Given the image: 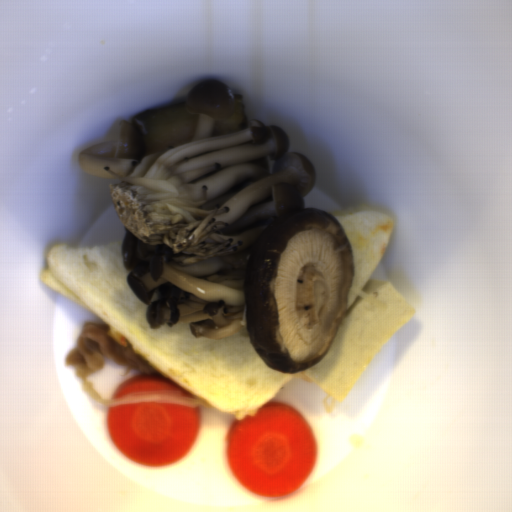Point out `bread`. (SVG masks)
Wrapping results in <instances>:
<instances>
[{
    "label": "bread",
    "mask_w": 512,
    "mask_h": 512,
    "mask_svg": "<svg viewBox=\"0 0 512 512\" xmlns=\"http://www.w3.org/2000/svg\"><path fill=\"white\" fill-rule=\"evenodd\" d=\"M122 242L51 245L39 281L121 334L153 369L235 420L253 417L296 373H279L254 348L247 329L197 338L189 323L152 327L126 280Z\"/></svg>",
    "instance_id": "8d2b1439"
},
{
    "label": "bread",
    "mask_w": 512,
    "mask_h": 512,
    "mask_svg": "<svg viewBox=\"0 0 512 512\" xmlns=\"http://www.w3.org/2000/svg\"><path fill=\"white\" fill-rule=\"evenodd\" d=\"M344 229L351 247L353 280L347 312L359 298L389 241L394 219L377 208L358 206L329 214Z\"/></svg>",
    "instance_id": "cb027b5d"
}]
</instances>
